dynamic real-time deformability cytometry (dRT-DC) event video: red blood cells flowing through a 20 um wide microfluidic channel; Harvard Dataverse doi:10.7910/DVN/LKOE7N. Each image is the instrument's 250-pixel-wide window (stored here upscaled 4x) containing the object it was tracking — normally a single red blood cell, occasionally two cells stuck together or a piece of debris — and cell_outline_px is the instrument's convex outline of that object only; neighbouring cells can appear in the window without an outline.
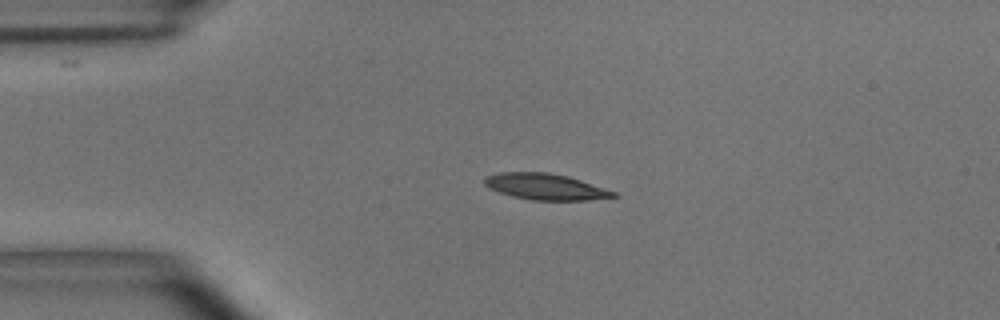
{"species": "common noctule bat (a hibernating species)", "species_latin": "Nyctalus noctula", "temperature_condition": "room temperature", "stored_images_in_passage": 43, "camera_frame_rate_fps": 3000, "um_per_image_px": 0.085, "animal": {"sex": "male", "body_mass_g": 15.6}, "frame": {"image": 1, "passage_image": 1, "time_ms": 0.0, "image_size_px": [1000, 320], "cell_outline_px": [[620, 196], [588, 200], [532, 200], [512, 196], [488, 188], [484, 184], [484, 176], [500, 172], [544, 172], [568, 176], [616, 192]], "centroid_in_image_um": [46.34, 15.87], "position_along_channel_um": 38.7, "area_um2": 19.59}}
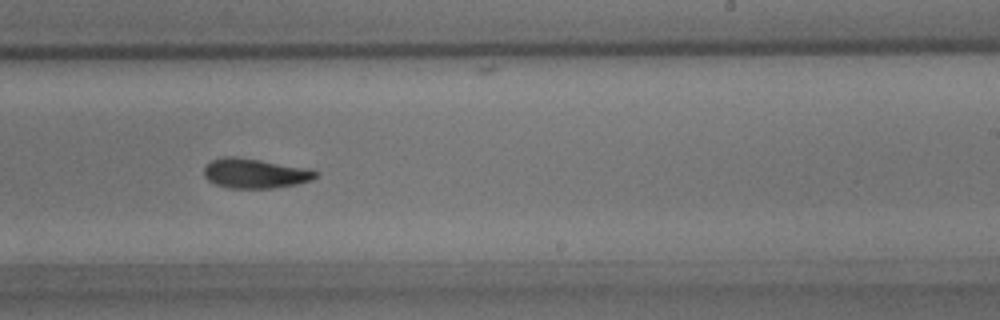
{"frame": {"image": 2, "passage_image": 22, "time_ms": 7.0, "image_size_px": [1000, 320], "cell_outline_px": [[320, 172], [312, 180], [296, 184], [272, 188], [228, 188], [216, 184], [208, 180], [204, 176], [204, 168], [212, 160], [224, 156], [236, 156], [260, 160], [304, 168]], "centroid_in_image_um": [21.65, 14.74], "position_along_channel_um": 267.4, "area_um2": 19.13}}
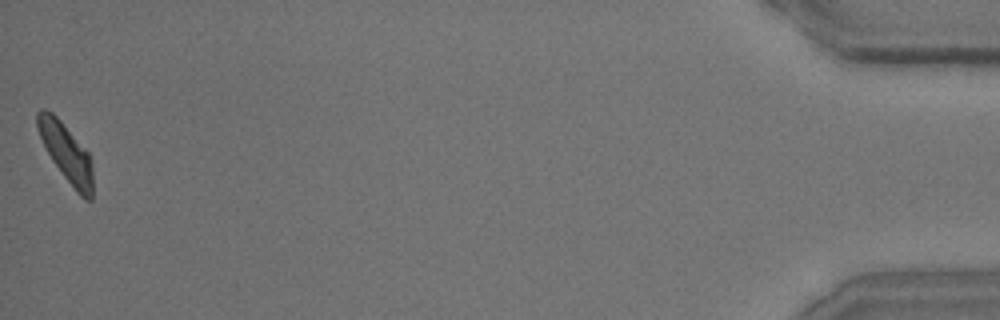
{"frame": {"image": 3, "passage_image": 43, "time_ms": 14.0, "image_size_px": [1000, 320], "cell_outline_px": [[92, 200], [84, 200], [76, 192], [52, 160], [40, 136], [36, 124], [36, 112], [40, 108], [44, 108], [52, 112], [60, 120], [88, 152], [92, 164]], "centroid_in_image_um": [5.63, 12.98], "position_along_channel_um": 429.6, "area_um2": 18.55}, "authors_computed_cell_mechanics": {"area_um2": 19.363, "velocity_mm_per_s": 3.6632, "shape_relaxation_time_tau1_ms": 5.0513, "shape_relaxation_time_tau2_ms": 3.5142, "deformation_change_tau1": 0.1595, "deformation_change_tau2": 0.0937}}